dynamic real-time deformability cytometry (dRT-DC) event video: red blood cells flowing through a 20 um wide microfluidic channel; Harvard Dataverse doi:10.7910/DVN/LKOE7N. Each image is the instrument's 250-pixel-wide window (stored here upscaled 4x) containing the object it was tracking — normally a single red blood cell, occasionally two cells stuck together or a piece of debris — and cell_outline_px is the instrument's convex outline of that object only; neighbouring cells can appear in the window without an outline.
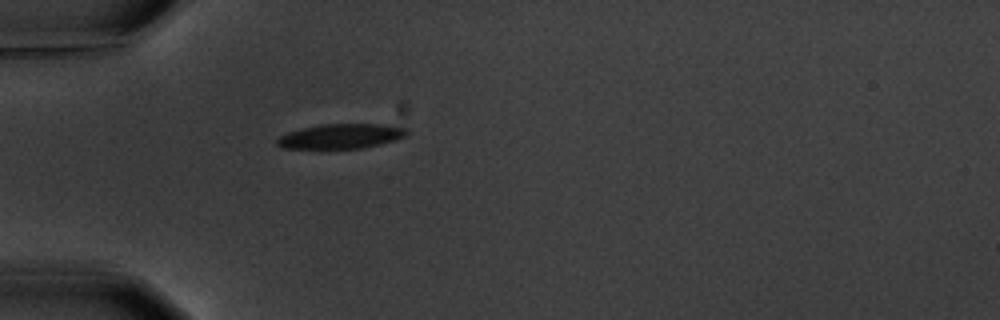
{"species": "common noctule bat (a hibernating species)", "species_latin": "Nyctalus noctula", "temperature_condition": "warm", "stored_images_in_passage": 1, "camera_frame_rate_fps": 3000, "um_per_image_px": 0.085, "animal": {"sex": "male", "body_mass_g": 20.1, "forearm_length_mm": 53.5}, "frame": {"image": 1, "passage_image": 1, "time_ms": 0.0, "image_size_px": [1000, 320], "cell_outline_px": [[408, 132], [404, 136], [380, 144], [364, 148], [284, 148], [276, 144], [276, 140], [280, 136], [288, 132], [300, 128], [324, 124], [380, 124], [408, 128]], "centroid_in_image_um": [28.96, 11.57], "position_along_channel_um": 56.0, "area_um2": 18.5}}